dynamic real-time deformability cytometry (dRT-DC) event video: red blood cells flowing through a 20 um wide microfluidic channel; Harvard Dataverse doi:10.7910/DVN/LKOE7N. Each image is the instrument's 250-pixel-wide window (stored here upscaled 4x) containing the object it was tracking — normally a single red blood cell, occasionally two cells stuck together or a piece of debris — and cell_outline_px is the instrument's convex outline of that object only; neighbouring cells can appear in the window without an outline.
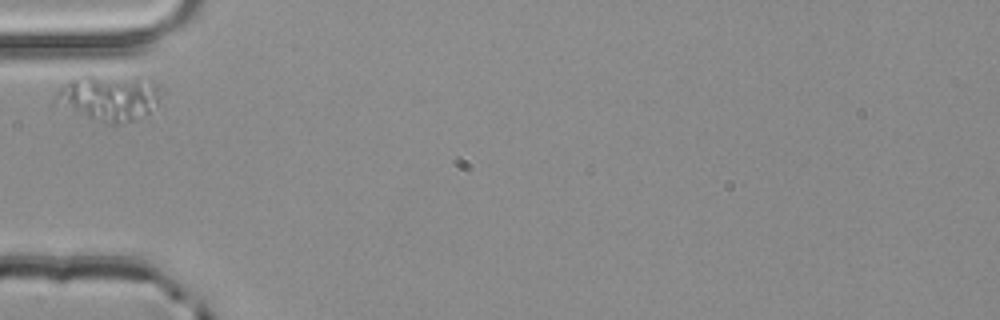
{"species": "common noctule bat (a hibernating species)", "species_latin": "Nyctalus noctula", "temperature_condition": "room temperature", "stored_images_in_passage": 1, "camera_frame_rate_fps": 3000, "um_per_image_px": 0.085, "animal": {"sex": "male", "body_mass_g": 20.4}, "frame": {"image": 1, "passage_image": 1, "time_ms": 0.0, "image_size_px": [1000, 320], "cell_outline_px": [[164, 92], [156, 104], [148, 112], [132, 120], [120, 124], [112, 124], [52, 108], [52, 100], [56, 92], [60, 88], [72, 80], [88, 76], [92, 76], [136, 80], [152, 84], [164, 88]], "centroid_in_image_um": [9.12, 8.38], "position_along_channel_um": 75.9, "area_um2": 27.74}}